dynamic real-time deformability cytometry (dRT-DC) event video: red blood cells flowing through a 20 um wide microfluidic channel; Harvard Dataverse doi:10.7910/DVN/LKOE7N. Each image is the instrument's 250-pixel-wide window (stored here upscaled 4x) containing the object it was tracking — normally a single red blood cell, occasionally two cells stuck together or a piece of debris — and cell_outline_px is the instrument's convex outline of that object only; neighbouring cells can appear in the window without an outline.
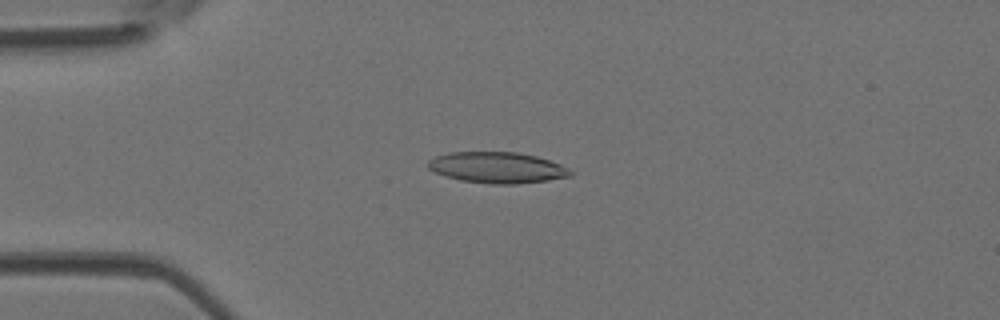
{"species": "Egyptian fruit bat (a non-hibernating species)", "species_latin": "Rousettus aegyptiacus", "temperature_condition": "room temperature", "stored_images_in_passage": 48, "camera_frame_rate_fps": 3000, "um_per_image_px": 0.085, "animal": {"sex": "female"}, "frame": {"image": 1, "passage_image": 12, "time_ms": 3.667, "image_size_px": [1000, 320], "cell_outline_px": [[572, 176], [548, 180], [516, 184], [492, 184], [460, 180], [444, 176], [428, 168], [428, 160], [436, 156], [448, 152], [516, 152], [536, 156], [560, 164], [568, 168], [572, 172]], "centroid_in_image_um": [42.25, 14.24], "position_along_channel_um": 42.8, "area_um2": 25.72}}
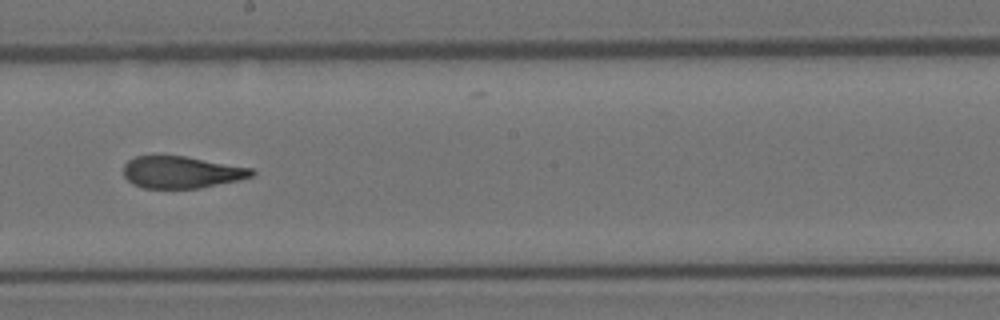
{"frame": {"image": 2, "passage_image": 27, "time_ms": 8.667, "image_size_px": [1000, 320], "cell_outline_px": [[256, 172], [252, 176], [240, 180], [200, 188], [144, 188], [132, 184], [124, 176], [124, 164], [128, 160], [136, 156], [184, 156], [252, 168]], "centroid_in_image_um": [15.43, 14.64], "position_along_channel_um": 232.8, "area_um2": 23.81}}
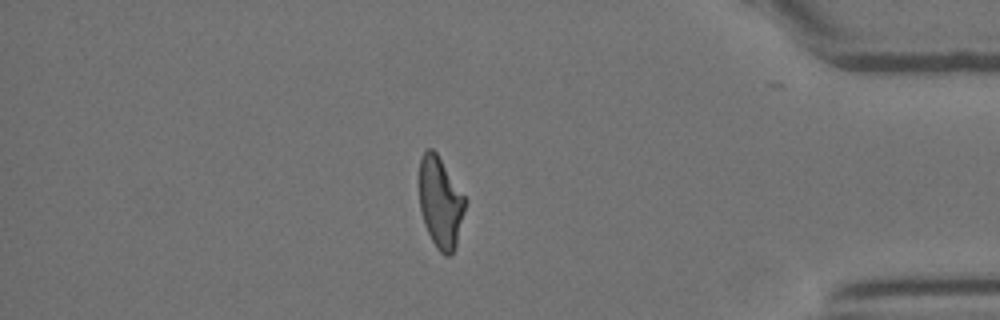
{"frame": {"image": 3, "passage_image": 41, "time_ms": 13.333, "image_size_px": [1000, 320], "cell_outline_px": [[464, 212], [456, 244], [452, 252], [448, 256], [444, 256], [436, 248], [424, 224], [420, 208], [420, 160], [424, 152], [428, 148], [432, 148], [436, 152], [464, 196]], "centroid_in_image_um": [37.41, 17.22], "position_along_channel_um": 397.8, "area_um2": 23.7}, "authors_computed_cell_mechanics": {"area_um2": 25.1141, "velocity_mm_per_s": 4.2647, "shape_relaxation_time_tau1_ms": 9.8914, "shape_relaxation_time_tau2_ms": 1.9303, "deformation_change_tau1": 0.2935, "deformation_change_tau2": 0.1107}}